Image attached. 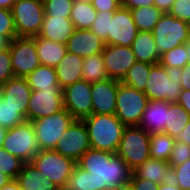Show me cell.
I'll list each match as a JSON object with an SVG mask.
<instances>
[{
  "mask_svg": "<svg viewBox=\"0 0 190 190\" xmlns=\"http://www.w3.org/2000/svg\"><path fill=\"white\" fill-rule=\"evenodd\" d=\"M76 165L92 173L95 190L118 189L130 184L133 170L117 154L108 151L89 149Z\"/></svg>",
  "mask_w": 190,
  "mask_h": 190,
  "instance_id": "6da1fadb",
  "label": "cell"
},
{
  "mask_svg": "<svg viewBox=\"0 0 190 190\" xmlns=\"http://www.w3.org/2000/svg\"><path fill=\"white\" fill-rule=\"evenodd\" d=\"M92 149L116 154L125 125L115 114H91L82 120Z\"/></svg>",
  "mask_w": 190,
  "mask_h": 190,
  "instance_id": "7a4b0ae2",
  "label": "cell"
},
{
  "mask_svg": "<svg viewBox=\"0 0 190 190\" xmlns=\"http://www.w3.org/2000/svg\"><path fill=\"white\" fill-rule=\"evenodd\" d=\"M182 69L164 67L160 63L151 67L144 93L149 100L177 102L181 86Z\"/></svg>",
  "mask_w": 190,
  "mask_h": 190,
  "instance_id": "3957f363",
  "label": "cell"
},
{
  "mask_svg": "<svg viewBox=\"0 0 190 190\" xmlns=\"http://www.w3.org/2000/svg\"><path fill=\"white\" fill-rule=\"evenodd\" d=\"M150 134L139 126H126L116 154L135 170L150 156Z\"/></svg>",
  "mask_w": 190,
  "mask_h": 190,
  "instance_id": "277c9868",
  "label": "cell"
},
{
  "mask_svg": "<svg viewBox=\"0 0 190 190\" xmlns=\"http://www.w3.org/2000/svg\"><path fill=\"white\" fill-rule=\"evenodd\" d=\"M31 163L58 188H67L76 162L55 150H40Z\"/></svg>",
  "mask_w": 190,
  "mask_h": 190,
  "instance_id": "5b68a950",
  "label": "cell"
},
{
  "mask_svg": "<svg viewBox=\"0 0 190 190\" xmlns=\"http://www.w3.org/2000/svg\"><path fill=\"white\" fill-rule=\"evenodd\" d=\"M159 55L184 44L190 38V25L164 13L152 31Z\"/></svg>",
  "mask_w": 190,
  "mask_h": 190,
  "instance_id": "8992f818",
  "label": "cell"
},
{
  "mask_svg": "<svg viewBox=\"0 0 190 190\" xmlns=\"http://www.w3.org/2000/svg\"><path fill=\"white\" fill-rule=\"evenodd\" d=\"M2 147L23 162H31L40 152L32 122L25 120L8 129Z\"/></svg>",
  "mask_w": 190,
  "mask_h": 190,
  "instance_id": "52a82bcc",
  "label": "cell"
},
{
  "mask_svg": "<svg viewBox=\"0 0 190 190\" xmlns=\"http://www.w3.org/2000/svg\"><path fill=\"white\" fill-rule=\"evenodd\" d=\"M148 101L143 91L119 82L115 115L125 126H138Z\"/></svg>",
  "mask_w": 190,
  "mask_h": 190,
  "instance_id": "ba28073f",
  "label": "cell"
},
{
  "mask_svg": "<svg viewBox=\"0 0 190 190\" xmlns=\"http://www.w3.org/2000/svg\"><path fill=\"white\" fill-rule=\"evenodd\" d=\"M11 11L17 37H34L40 33L45 15L43 0H16Z\"/></svg>",
  "mask_w": 190,
  "mask_h": 190,
  "instance_id": "9c48e42d",
  "label": "cell"
},
{
  "mask_svg": "<svg viewBox=\"0 0 190 190\" xmlns=\"http://www.w3.org/2000/svg\"><path fill=\"white\" fill-rule=\"evenodd\" d=\"M75 121L66 110L32 121L40 150H54L60 136Z\"/></svg>",
  "mask_w": 190,
  "mask_h": 190,
  "instance_id": "30bf717a",
  "label": "cell"
},
{
  "mask_svg": "<svg viewBox=\"0 0 190 190\" xmlns=\"http://www.w3.org/2000/svg\"><path fill=\"white\" fill-rule=\"evenodd\" d=\"M11 66L16 77H26L41 65L34 37H15L9 44Z\"/></svg>",
  "mask_w": 190,
  "mask_h": 190,
  "instance_id": "8fae6325",
  "label": "cell"
},
{
  "mask_svg": "<svg viewBox=\"0 0 190 190\" xmlns=\"http://www.w3.org/2000/svg\"><path fill=\"white\" fill-rule=\"evenodd\" d=\"M89 149H91L88 131L82 120H75L67 130L62 133L54 148L57 153L71 158L77 162Z\"/></svg>",
  "mask_w": 190,
  "mask_h": 190,
  "instance_id": "7c38bea8",
  "label": "cell"
},
{
  "mask_svg": "<svg viewBox=\"0 0 190 190\" xmlns=\"http://www.w3.org/2000/svg\"><path fill=\"white\" fill-rule=\"evenodd\" d=\"M91 89L92 83L81 79L62 90L64 109L75 120H83L92 114Z\"/></svg>",
  "mask_w": 190,
  "mask_h": 190,
  "instance_id": "4fadbf2b",
  "label": "cell"
},
{
  "mask_svg": "<svg viewBox=\"0 0 190 190\" xmlns=\"http://www.w3.org/2000/svg\"><path fill=\"white\" fill-rule=\"evenodd\" d=\"M64 110L62 89H41L32 91L27 109V120L57 114Z\"/></svg>",
  "mask_w": 190,
  "mask_h": 190,
  "instance_id": "5bb4252c",
  "label": "cell"
},
{
  "mask_svg": "<svg viewBox=\"0 0 190 190\" xmlns=\"http://www.w3.org/2000/svg\"><path fill=\"white\" fill-rule=\"evenodd\" d=\"M138 30L133 21L131 11L123 6L114 11L110 21L109 33L105 45L131 47Z\"/></svg>",
  "mask_w": 190,
  "mask_h": 190,
  "instance_id": "9a60e30c",
  "label": "cell"
},
{
  "mask_svg": "<svg viewBox=\"0 0 190 190\" xmlns=\"http://www.w3.org/2000/svg\"><path fill=\"white\" fill-rule=\"evenodd\" d=\"M102 55L108 77L119 81L137 61L129 46L105 45Z\"/></svg>",
  "mask_w": 190,
  "mask_h": 190,
  "instance_id": "2e32d148",
  "label": "cell"
},
{
  "mask_svg": "<svg viewBox=\"0 0 190 190\" xmlns=\"http://www.w3.org/2000/svg\"><path fill=\"white\" fill-rule=\"evenodd\" d=\"M119 80L108 79L92 83V114H115Z\"/></svg>",
  "mask_w": 190,
  "mask_h": 190,
  "instance_id": "e0dca14e",
  "label": "cell"
},
{
  "mask_svg": "<svg viewBox=\"0 0 190 190\" xmlns=\"http://www.w3.org/2000/svg\"><path fill=\"white\" fill-rule=\"evenodd\" d=\"M32 90L25 77L10 78L2 85V99L6 104L19 109V113L27 120V109Z\"/></svg>",
  "mask_w": 190,
  "mask_h": 190,
  "instance_id": "ac0fdd59",
  "label": "cell"
},
{
  "mask_svg": "<svg viewBox=\"0 0 190 190\" xmlns=\"http://www.w3.org/2000/svg\"><path fill=\"white\" fill-rule=\"evenodd\" d=\"M105 42L90 29H75L66 44L67 52L82 58L102 53Z\"/></svg>",
  "mask_w": 190,
  "mask_h": 190,
  "instance_id": "d6986e66",
  "label": "cell"
},
{
  "mask_svg": "<svg viewBox=\"0 0 190 190\" xmlns=\"http://www.w3.org/2000/svg\"><path fill=\"white\" fill-rule=\"evenodd\" d=\"M75 29L70 18L44 15L43 24L38 36L66 45Z\"/></svg>",
  "mask_w": 190,
  "mask_h": 190,
  "instance_id": "ffe728a7",
  "label": "cell"
},
{
  "mask_svg": "<svg viewBox=\"0 0 190 190\" xmlns=\"http://www.w3.org/2000/svg\"><path fill=\"white\" fill-rule=\"evenodd\" d=\"M167 111V101L149 100L138 126L149 134L164 132Z\"/></svg>",
  "mask_w": 190,
  "mask_h": 190,
  "instance_id": "44dd1931",
  "label": "cell"
},
{
  "mask_svg": "<svg viewBox=\"0 0 190 190\" xmlns=\"http://www.w3.org/2000/svg\"><path fill=\"white\" fill-rule=\"evenodd\" d=\"M83 58L67 52L56 69L57 81L63 90L82 79Z\"/></svg>",
  "mask_w": 190,
  "mask_h": 190,
  "instance_id": "7402d4cb",
  "label": "cell"
},
{
  "mask_svg": "<svg viewBox=\"0 0 190 190\" xmlns=\"http://www.w3.org/2000/svg\"><path fill=\"white\" fill-rule=\"evenodd\" d=\"M136 60L148 64H158L160 55L152 32L138 31L131 45Z\"/></svg>",
  "mask_w": 190,
  "mask_h": 190,
  "instance_id": "603a6c76",
  "label": "cell"
},
{
  "mask_svg": "<svg viewBox=\"0 0 190 190\" xmlns=\"http://www.w3.org/2000/svg\"><path fill=\"white\" fill-rule=\"evenodd\" d=\"M133 173L138 178L150 180L156 184H161L171 180L172 168L169 162L149 158L133 170Z\"/></svg>",
  "mask_w": 190,
  "mask_h": 190,
  "instance_id": "cb8c5ba5",
  "label": "cell"
},
{
  "mask_svg": "<svg viewBox=\"0 0 190 190\" xmlns=\"http://www.w3.org/2000/svg\"><path fill=\"white\" fill-rule=\"evenodd\" d=\"M21 190H56L58 187L44 177L31 162L24 163L16 178Z\"/></svg>",
  "mask_w": 190,
  "mask_h": 190,
  "instance_id": "d4e9b609",
  "label": "cell"
},
{
  "mask_svg": "<svg viewBox=\"0 0 190 190\" xmlns=\"http://www.w3.org/2000/svg\"><path fill=\"white\" fill-rule=\"evenodd\" d=\"M35 45L42 65L56 68L67 53L65 44L35 36Z\"/></svg>",
  "mask_w": 190,
  "mask_h": 190,
  "instance_id": "484cf974",
  "label": "cell"
},
{
  "mask_svg": "<svg viewBox=\"0 0 190 190\" xmlns=\"http://www.w3.org/2000/svg\"><path fill=\"white\" fill-rule=\"evenodd\" d=\"M32 91L41 89H61L57 81L56 69L47 65H40L25 77Z\"/></svg>",
  "mask_w": 190,
  "mask_h": 190,
  "instance_id": "4316f807",
  "label": "cell"
},
{
  "mask_svg": "<svg viewBox=\"0 0 190 190\" xmlns=\"http://www.w3.org/2000/svg\"><path fill=\"white\" fill-rule=\"evenodd\" d=\"M102 53L83 58L82 80L94 83L108 80Z\"/></svg>",
  "mask_w": 190,
  "mask_h": 190,
  "instance_id": "83f0119b",
  "label": "cell"
},
{
  "mask_svg": "<svg viewBox=\"0 0 190 190\" xmlns=\"http://www.w3.org/2000/svg\"><path fill=\"white\" fill-rule=\"evenodd\" d=\"M190 120L189 113L176 102H168L167 122L164 133L176 138Z\"/></svg>",
  "mask_w": 190,
  "mask_h": 190,
  "instance_id": "f1b7e54d",
  "label": "cell"
},
{
  "mask_svg": "<svg viewBox=\"0 0 190 190\" xmlns=\"http://www.w3.org/2000/svg\"><path fill=\"white\" fill-rule=\"evenodd\" d=\"M175 141V138L164 132L150 134L149 144L151 158L168 162Z\"/></svg>",
  "mask_w": 190,
  "mask_h": 190,
  "instance_id": "f546056e",
  "label": "cell"
},
{
  "mask_svg": "<svg viewBox=\"0 0 190 190\" xmlns=\"http://www.w3.org/2000/svg\"><path fill=\"white\" fill-rule=\"evenodd\" d=\"M133 21L138 31L152 32L154 26L164 14L155 5L150 7H139L131 9Z\"/></svg>",
  "mask_w": 190,
  "mask_h": 190,
  "instance_id": "4dcf8cb0",
  "label": "cell"
},
{
  "mask_svg": "<svg viewBox=\"0 0 190 190\" xmlns=\"http://www.w3.org/2000/svg\"><path fill=\"white\" fill-rule=\"evenodd\" d=\"M153 65L154 64L136 61L135 64L127 71L125 77L120 82H122L124 85L144 92L149 73Z\"/></svg>",
  "mask_w": 190,
  "mask_h": 190,
  "instance_id": "1f68e13d",
  "label": "cell"
},
{
  "mask_svg": "<svg viewBox=\"0 0 190 190\" xmlns=\"http://www.w3.org/2000/svg\"><path fill=\"white\" fill-rule=\"evenodd\" d=\"M97 17V11L92 4L74 1L70 19L76 29H90Z\"/></svg>",
  "mask_w": 190,
  "mask_h": 190,
  "instance_id": "d6a6232c",
  "label": "cell"
},
{
  "mask_svg": "<svg viewBox=\"0 0 190 190\" xmlns=\"http://www.w3.org/2000/svg\"><path fill=\"white\" fill-rule=\"evenodd\" d=\"M67 190H95V180L92 173L76 165L70 176Z\"/></svg>",
  "mask_w": 190,
  "mask_h": 190,
  "instance_id": "836d02e7",
  "label": "cell"
},
{
  "mask_svg": "<svg viewBox=\"0 0 190 190\" xmlns=\"http://www.w3.org/2000/svg\"><path fill=\"white\" fill-rule=\"evenodd\" d=\"M24 163L17 156L5 151L3 147L0 148V171L11 179L17 178Z\"/></svg>",
  "mask_w": 190,
  "mask_h": 190,
  "instance_id": "e575fe53",
  "label": "cell"
},
{
  "mask_svg": "<svg viewBox=\"0 0 190 190\" xmlns=\"http://www.w3.org/2000/svg\"><path fill=\"white\" fill-rule=\"evenodd\" d=\"M26 119L19 113V109L13 108L6 104L1 98L0 100V126L11 129L16 125L22 123Z\"/></svg>",
  "mask_w": 190,
  "mask_h": 190,
  "instance_id": "d590c367",
  "label": "cell"
},
{
  "mask_svg": "<svg viewBox=\"0 0 190 190\" xmlns=\"http://www.w3.org/2000/svg\"><path fill=\"white\" fill-rule=\"evenodd\" d=\"M186 52L182 44L161 55L159 63L164 67L183 68L187 64Z\"/></svg>",
  "mask_w": 190,
  "mask_h": 190,
  "instance_id": "8d00e7d4",
  "label": "cell"
},
{
  "mask_svg": "<svg viewBox=\"0 0 190 190\" xmlns=\"http://www.w3.org/2000/svg\"><path fill=\"white\" fill-rule=\"evenodd\" d=\"M45 15L70 18L74 0H43Z\"/></svg>",
  "mask_w": 190,
  "mask_h": 190,
  "instance_id": "74e56055",
  "label": "cell"
},
{
  "mask_svg": "<svg viewBox=\"0 0 190 190\" xmlns=\"http://www.w3.org/2000/svg\"><path fill=\"white\" fill-rule=\"evenodd\" d=\"M113 16L114 12H97V17L90 27V30L104 42L107 41L110 21H112Z\"/></svg>",
  "mask_w": 190,
  "mask_h": 190,
  "instance_id": "f35d334b",
  "label": "cell"
},
{
  "mask_svg": "<svg viewBox=\"0 0 190 190\" xmlns=\"http://www.w3.org/2000/svg\"><path fill=\"white\" fill-rule=\"evenodd\" d=\"M171 179L182 189L190 190V158L172 168Z\"/></svg>",
  "mask_w": 190,
  "mask_h": 190,
  "instance_id": "ab89813d",
  "label": "cell"
},
{
  "mask_svg": "<svg viewBox=\"0 0 190 190\" xmlns=\"http://www.w3.org/2000/svg\"><path fill=\"white\" fill-rule=\"evenodd\" d=\"M0 35L6 36L10 41L17 37L11 10L0 8Z\"/></svg>",
  "mask_w": 190,
  "mask_h": 190,
  "instance_id": "60d3db41",
  "label": "cell"
},
{
  "mask_svg": "<svg viewBox=\"0 0 190 190\" xmlns=\"http://www.w3.org/2000/svg\"><path fill=\"white\" fill-rule=\"evenodd\" d=\"M190 158V146L182 141L176 140L172 149L169 163L171 168L176 167L184 163Z\"/></svg>",
  "mask_w": 190,
  "mask_h": 190,
  "instance_id": "b9f144b4",
  "label": "cell"
},
{
  "mask_svg": "<svg viewBox=\"0 0 190 190\" xmlns=\"http://www.w3.org/2000/svg\"><path fill=\"white\" fill-rule=\"evenodd\" d=\"M14 72L11 66L10 49L0 51V85H4L10 78H13Z\"/></svg>",
  "mask_w": 190,
  "mask_h": 190,
  "instance_id": "7bdbcfd3",
  "label": "cell"
},
{
  "mask_svg": "<svg viewBox=\"0 0 190 190\" xmlns=\"http://www.w3.org/2000/svg\"><path fill=\"white\" fill-rule=\"evenodd\" d=\"M168 13L182 21L190 23V0H175Z\"/></svg>",
  "mask_w": 190,
  "mask_h": 190,
  "instance_id": "ee69618b",
  "label": "cell"
},
{
  "mask_svg": "<svg viewBox=\"0 0 190 190\" xmlns=\"http://www.w3.org/2000/svg\"><path fill=\"white\" fill-rule=\"evenodd\" d=\"M158 184L146 180L143 178H138L134 173L132 174L130 184H126L117 190H157Z\"/></svg>",
  "mask_w": 190,
  "mask_h": 190,
  "instance_id": "f6af8a7d",
  "label": "cell"
},
{
  "mask_svg": "<svg viewBox=\"0 0 190 190\" xmlns=\"http://www.w3.org/2000/svg\"><path fill=\"white\" fill-rule=\"evenodd\" d=\"M91 4L97 12H114L122 6V0H92Z\"/></svg>",
  "mask_w": 190,
  "mask_h": 190,
  "instance_id": "bcb514c9",
  "label": "cell"
},
{
  "mask_svg": "<svg viewBox=\"0 0 190 190\" xmlns=\"http://www.w3.org/2000/svg\"><path fill=\"white\" fill-rule=\"evenodd\" d=\"M122 6L131 10L139 7L154 6V0H122Z\"/></svg>",
  "mask_w": 190,
  "mask_h": 190,
  "instance_id": "7dc6e473",
  "label": "cell"
},
{
  "mask_svg": "<svg viewBox=\"0 0 190 190\" xmlns=\"http://www.w3.org/2000/svg\"><path fill=\"white\" fill-rule=\"evenodd\" d=\"M181 105L190 115V91L183 89L180 92L179 99L176 102Z\"/></svg>",
  "mask_w": 190,
  "mask_h": 190,
  "instance_id": "c3c4849f",
  "label": "cell"
},
{
  "mask_svg": "<svg viewBox=\"0 0 190 190\" xmlns=\"http://www.w3.org/2000/svg\"><path fill=\"white\" fill-rule=\"evenodd\" d=\"M182 69L181 86L182 89L190 91V62H188Z\"/></svg>",
  "mask_w": 190,
  "mask_h": 190,
  "instance_id": "681fc988",
  "label": "cell"
},
{
  "mask_svg": "<svg viewBox=\"0 0 190 190\" xmlns=\"http://www.w3.org/2000/svg\"><path fill=\"white\" fill-rule=\"evenodd\" d=\"M175 140L182 141L190 146V120L183 128V130H181L180 134L177 135Z\"/></svg>",
  "mask_w": 190,
  "mask_h": 190,
  "instance_id": "f907efd6",
  "label": "cell"
},
{
  "mask_svg": "<svg viewBox=\"0 0 190 190\" xmlns=\"http://www.w3.org/2000/svg\"><path fill=\"white\" fill-rule=\"evenodd\" d=\"M175 0H154V5L163 13H168Z\"/></svg>",
  "mask_w": 190,
  "mask_h": 190,
  "instance_id": "816d5d0a",
  "label": "cell"
},
{
  "mask_svg": "<svg viewBox=\"0 0 190 190\" xmlns=\"http://www.w3.org/2000/svg\"><path fill=\"white\" fill-rule=\"evenodd\" d=\"M157 190H182L172 179L158 184Z\"/></svg>",
  "mask_w": 190,
  "mask_h": 190,
  "instance_id": "f5cc1de1",
  "label": "cell"
},
{
  "mask_svg": "<svg viewBox=\"0 0 190 190\" xmlns=\"http://www.w3.org/2000/svg\"><path fill=\"white\" fill-rule=\"evenodd\" d=\"M0 190H21L16 179H12L6 185H4Z\"/></svg>",
  "mask_w": 190,
  "mask_h": 190,
  "instance_id": "db71d44e",
  "label": "cell"
},
{
  "mask_svg": "<svg viewBox=\"0 0 190 190\" xmlns=\"http://www.w3.org/2000/svg\"><path fill=\"white\" fill-rule=\"evenodd\" d=\"M9 44H10V40L4 35H0V51L4 49H8Z\"/></svg>",
  "mask_w": 190,
  "mask_h": 190,
  "instance_id": "11a10c76",
  "label": "cell"
},
{
  "mask_svg": "<svg viewBox=\"0 0 190 190\" xmlns=\"http://www.w3.org/2000/svg\"><path fill=\"white\" fill-rule=\"evenodd\" d=\"M16 0H0V8L11 10Z\"/></svg>",
  "mask_w": 190,
  "mask_h": 190,
  "instance_id": "9f6ffc18",
  "label": "cell"
},
{
  "mask_svg": "<svg viewBox=\"0 0 190 190\" xmlns=\"http://www.w3.org/2000/svg\"><path fill=\"white\" fill-rule=\"evenodd\" d=\"M12 179L0 171V189Z\"/></svg>",
  "mask_w": 190,
  "mask_h": 190,
  "instance_id": "6f0895ef",
  "label": "cell"
},
{
  "mask_svg": "<svg viewBox=\"0 0 190 190\" xmlns=\"http://www.w3.org/2000/svg\"><path fill=\"white\" fill-rule=\"evenodd\" d=\"M6 132H7V129H6V128H3L2 126H0V148H1L2 145H3V141H4V139H5Z\"/></svg>",
  "mask_w": 190,
  "mask_h": 190,
  "instance_id": "680465c9",
  "label": "cell"
},
{
  "mask_svg": "<svg viewBox=\"0 0 190 190\" xmlns=\"http://www.w3.org/2000/svg\"><path fill=\"white\" fill-rule=\"evenodd\" d=\"M185 50L187 51V63L190 62V38L184 43Z\"/></svg>",
  "mask_w": 190,
  "mask_h": 190,
  "instance_id": "91938a15",
  "label": "cell"
},
{
  "mask_svg": "<svg viewBox=\"0 0 190 190\" xmlns=\"http://www.w3.org/2000/svg\"><path fill=\"white\" fill-rule=\"evenodd\" d=\"M74 1L82 2V3H88V4L92 3V0H74Z\"/></svg>",
  "mask_w": 190,
  "mask_h": 190,
  "instance_id": "94428289",
  "label": "cell"
},
{
  "mask_svg": "<svg viewBox=\"0 0 190 190\" xmlns=\"http://www.w3.org/2000/svg\"><path fill=\"white\" fill-rule=\"evenodd\" d=\"M2 98V85H0V100Z\"/></svg>",
  "mask_w": 190,
  "mask_h": 190,
  "instance_id": "6125c7cd",
  "label": "cell"
},
{
  "mask_svg": "<svg viewBox=\"0 0 190 190\" xmlns=\"http://www.w3.org/2000/svg\"><path fill=\"white\" fill-rule=\"evenodd\" d=\"M56 190H67V188H57Z\"/></svg>",
  "mask_w": 190,
  "mask_h": 190,
  "instance_id": "be15d7a7",
  "label": "cell"
},
{
  "mask_svg": "<svg viewBox=\"0 0 190 190\" xmlns=\"http://www.w3.org/2000/svg\"><path fill=\"white\" fill-rule=\"evenodd\" d=\"M105 190H117V189H113V188H108V189H105Z\"/></svg>",
  "mask_w": 190,
  "mask_h": 190,
  "instance_id": "e7e4bbea",
  "label": "cell"
}]
</instances>
